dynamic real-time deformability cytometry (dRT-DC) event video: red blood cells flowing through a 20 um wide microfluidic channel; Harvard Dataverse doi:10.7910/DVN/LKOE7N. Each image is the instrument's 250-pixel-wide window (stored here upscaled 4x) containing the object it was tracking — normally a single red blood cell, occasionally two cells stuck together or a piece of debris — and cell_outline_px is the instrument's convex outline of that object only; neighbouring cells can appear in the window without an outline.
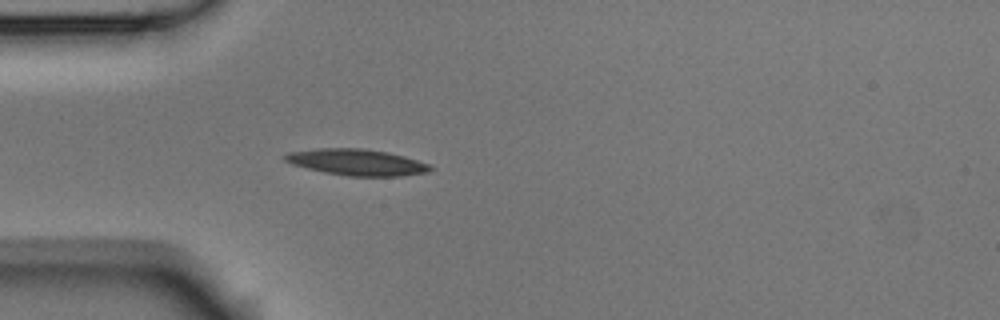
{"species": "Egyptian fruit bat (a non-hibernating species)", "species_latin": "Rousettus aegyptiacus", "temperature_condition": "room temperature", "stored_images_in_passage": 2, "camera_frame_rate_fps": 3000, "um_per_image_px": 0.085, "animal": {"sex": "male"}, "frame": {"image": 1, "passage_image": 2, "time_ms": 0.333, "image_size_px": [1000, 320], "cell_outline_px": [[432, 168], [428, 172], [400, 176], [348, 176], [324, 172], [292, 164], [284, 160], [284, 156], [288, 152], [320, 148], [364, 148], [388, 152], [404, 156], [428, 164]], "centroid_in_image_um": [30.32, 13.78], "position_along_channel_um": 54.7, "area_um2": 22.08}}